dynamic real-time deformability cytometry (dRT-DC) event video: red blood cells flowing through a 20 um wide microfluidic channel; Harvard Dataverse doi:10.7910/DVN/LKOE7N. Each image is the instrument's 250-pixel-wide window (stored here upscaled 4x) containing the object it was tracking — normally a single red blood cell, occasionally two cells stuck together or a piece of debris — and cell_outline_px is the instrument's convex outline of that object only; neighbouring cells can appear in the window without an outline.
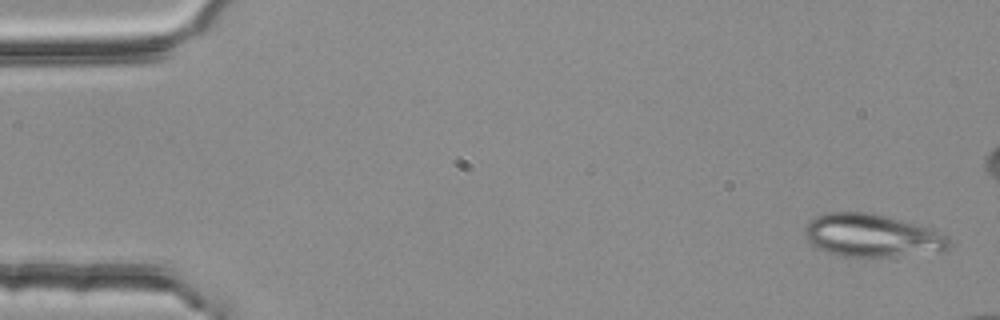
{"species": "common noctule bat (a hibernating species)", "species_latin": "Nyctalus noctula", "temperature_condition": "room temperature", "stored_images_in_passage": 4, "camera_frame_rate_fps": 3000, "um_per_image_px": 0.085, "animal": {"sex": "female", "body_mass_g": 25.1}, "frame": {"image": 1, "passage_image": 1, "time_ms": 0.0, "image_size_px": [1000, 320], "cell_outline_px": [[952, 244], [944, 252], [892, 256], [836, 256], [816, 248], [804, 236], [804, 228], [808, 220], [824, 212], [872, 212], [888, 216], [932, 228], [944, 236]], "centroid_in_image_um": [74.08, 20.01], "position_along_channel_um": 10.9, "area_um2": 36.47}}